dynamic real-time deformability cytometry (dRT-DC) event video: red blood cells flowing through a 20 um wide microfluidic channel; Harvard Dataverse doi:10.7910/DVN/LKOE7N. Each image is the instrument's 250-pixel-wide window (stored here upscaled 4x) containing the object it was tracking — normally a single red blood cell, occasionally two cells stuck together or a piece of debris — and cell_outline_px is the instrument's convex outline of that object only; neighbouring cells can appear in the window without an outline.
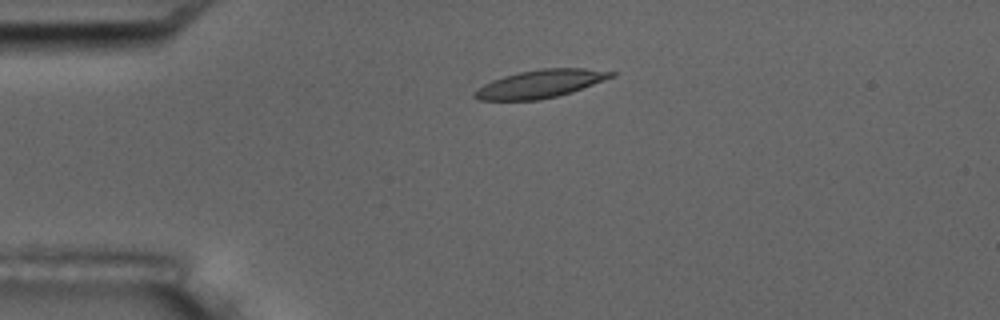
{"species": "common noctule bat (a hibernating species)", "species_latin": "Nyctalus noctula", "temperature_condition": "room temperature", "stored_images_in_passage": 4, "camera_frame_rate_fps": 3000, "um_per_image_px": 0.085, "animal": {"sex": "male", "body_mass_g": 17.5, "forearm_length_mm": 52.3}, "frame": {"image": 1, "passage_image": 2, "time_ms": 1.0, "image_size_px": [1000, 320], "cell_outline_px": [[616, 76], [572, 92], [540, 100], [476, 100], [472, 96], [472, 92], [476, 88], [492, 80], [504, 76], [520, 72], [544, 68], [584, 68], [616, 72]], "centroid_in_image_um": [45.91, 7.13], "position_along_channel_um": 39.1, "area_um2": 22.37}}